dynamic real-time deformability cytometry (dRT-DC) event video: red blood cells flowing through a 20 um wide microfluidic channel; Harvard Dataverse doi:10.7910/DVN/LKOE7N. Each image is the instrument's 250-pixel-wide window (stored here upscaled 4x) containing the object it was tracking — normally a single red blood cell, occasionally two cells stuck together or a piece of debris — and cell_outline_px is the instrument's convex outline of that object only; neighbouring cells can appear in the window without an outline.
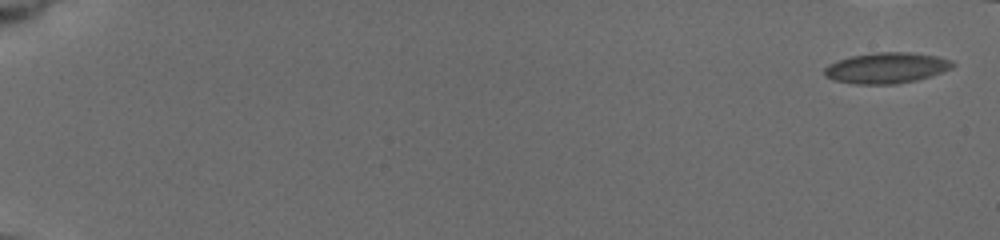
{"species": "common noctule bat (a hibernating species)", "species_latin": "Nyctalus noctula", "temperature_condition": "cold", "stored_images_in_passage": 7, "camera_frame_rate_fps": 3000, "um_per_image_px": 0.085, "animal": {"sex": "female", "body_mass_g": 19.5, "forearm_length_mm": 54.1}, "frame": {"image": 1, "passage_image": 1, "time_ms": 0.0, "image_size_px": [1000, 240], "cell_outline_px": [[956, 64], [952, 68], [916, 80], [896, 84], [856, 84], [836, 80], [824, 76], [824, 68], [828, 64], [852, 56], [876, 52], [908, 52], [936, 56], [952, 60]], "centroid_in_image_um": [75.35, 5.77], "position_along_channel_um": 9.7, "area_um2": 22.77}}